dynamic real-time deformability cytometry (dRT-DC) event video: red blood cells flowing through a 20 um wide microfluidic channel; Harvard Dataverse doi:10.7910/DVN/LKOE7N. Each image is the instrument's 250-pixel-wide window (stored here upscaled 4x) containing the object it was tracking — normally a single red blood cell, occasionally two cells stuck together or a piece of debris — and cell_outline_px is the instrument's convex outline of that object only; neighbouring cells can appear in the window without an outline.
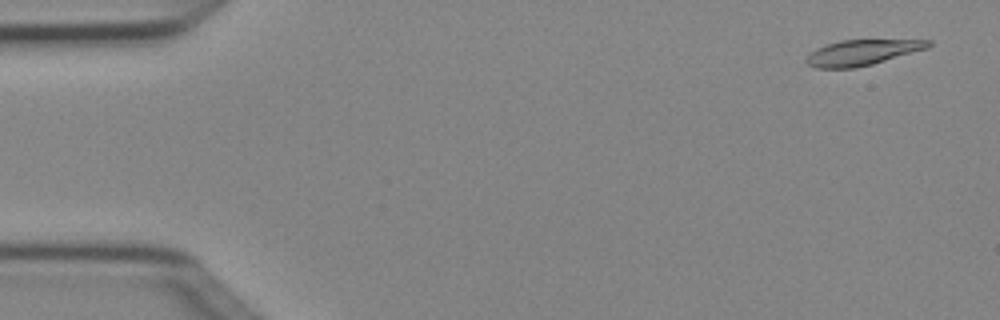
{"species": "Egyptian fruit bat (a non-hibernating species)", "species_latin": "Rousettus aegyptiacus", "temperature_condition": "cold", "stored_images_in_passage": 5, "camera_frame_rate_fps": 3000, "um_per_image_px": 0.085, "animal": {"sex": "female"}, "frame": {"image": 1, "passage_image": 1, "time_ms": 0.0, "image_size_px": [1000, 320], "cell_outline_px": [[932, 44], [928, 48], [872, 64], [856, 68], [816, 68], [808, 64], [804, 60], [816, 48], [840, 40], [932, 40]], "centroid_in_image_um": [73.28, 4.46], "position_along_channel_um": 11.7, "area_um2": 17.98}}
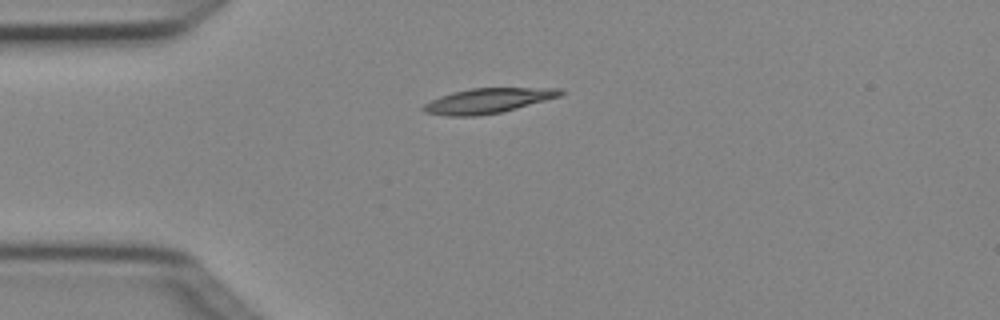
{"frame": {"image": 2, "passage_image": 4, "time_ms": 1.0, "image_size_px": [1000, 320], "cell_outline_px": [[564, 92], [560, 96], [516, 108], [500, 112], [476, 116], [448, 116], [424, 112], [420, 108], [424, 104], [440, 96], [452, 92], [472, 88], [564, 88]], "centroid_in_image_um": [41.45, 8.56], "position_along_channel_um": 43.6, "area_um2": 19.77}}
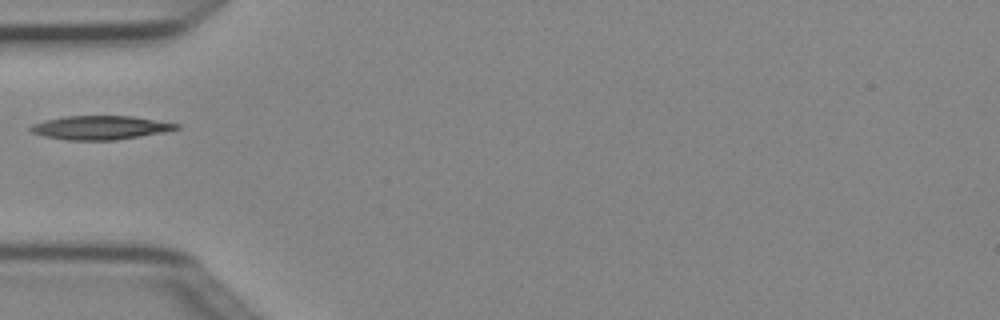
{"frame": {"image": 3, "passage_image": 5, "time_ms": 1.333, "image_size_px": [1000, 320], "cell_outline_px": [[180, 128], [164, 132], [116, 140], [64, 140], [44, 136], [32, 132], [28, 128], [32, 124], [44, 120], [64, 116], [132, 116], [180, 124]], "centroid_in_image_um": [8.5, 10.85], "position_along_channel_um": 76.5, "area_um2": 20.23}}